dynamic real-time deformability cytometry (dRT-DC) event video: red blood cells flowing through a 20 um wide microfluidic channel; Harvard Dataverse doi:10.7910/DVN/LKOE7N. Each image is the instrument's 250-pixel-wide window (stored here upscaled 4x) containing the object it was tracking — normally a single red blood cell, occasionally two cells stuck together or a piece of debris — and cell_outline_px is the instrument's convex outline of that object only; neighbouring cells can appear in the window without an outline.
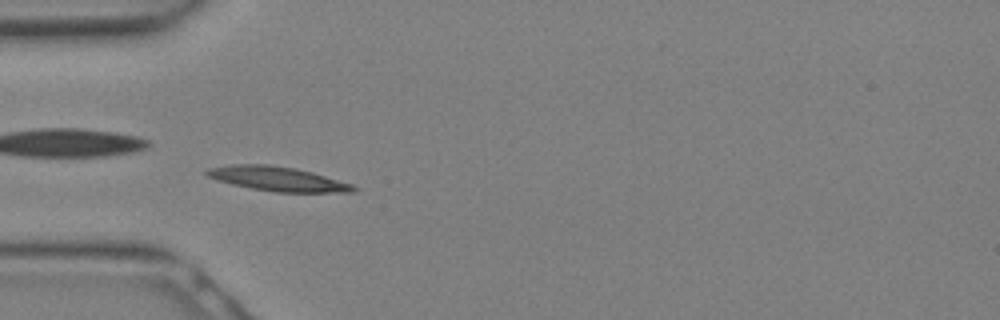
{"species": "Egyptian fruit bat (a non-hibernating species)", "species_latin": "Rousettus aegyptiacus", "temperature_condition": "warm", "stored_images_in_passage": 16, "camera_frame_rate_fps": 3000, "um_per_image_px": 0.085, "animal": {"sex": "female"}, "frame": {"image": 1, "passage_image": 7, "time_ms": 2.0, "image_size_px": [1000, 320], "cell_outline_px": [[360, 188], [356, 192], [276, 192], [252, 188], [232, 184], [208, 176], [204, 172], [208, 168], [232, 164], [264, 164], [292, 168], [312, 172], [352, 184]], "centroid_in_image_um": [23.64, 15.2], "position_along_channel_um": 61.4, "area_um2": 20.58}}